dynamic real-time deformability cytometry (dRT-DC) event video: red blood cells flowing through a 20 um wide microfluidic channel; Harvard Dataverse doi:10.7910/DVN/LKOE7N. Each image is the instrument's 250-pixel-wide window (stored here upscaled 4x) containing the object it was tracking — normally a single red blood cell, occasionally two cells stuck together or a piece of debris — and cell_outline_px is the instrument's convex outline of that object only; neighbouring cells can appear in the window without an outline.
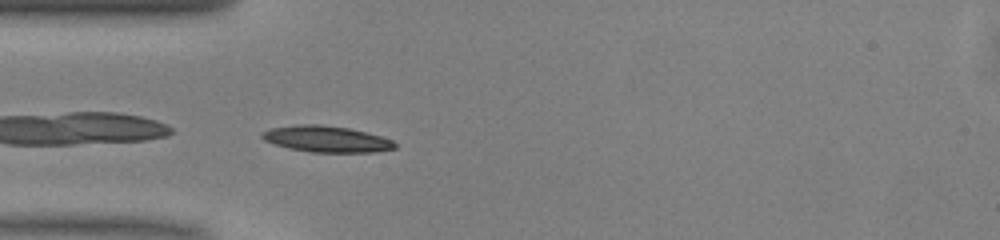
{"species": "common noctule bat (a hibernating species)", "species_latin": "Nyctalus noctula", "temperature_condition": "warm", "stored_images_in_passage": 37, "camera_frame_rate_fps": 3000, "um_per_image_px": 0.085, "animal": {"sex": "male", "body_mass_g": 13.0, "forearm_length_mm": 53.1}, "frame": {"image": 1, "passage_image": 1, "time_ms": 0.0, "image_size_px": [1000, 240], "cell_outline_px": [[396, 148], [372, 152], [312, 152], [288, 148], [264, 140], [260, 136], [260, 132], [272, 128], [296, 124], [320, 124], [348, 128], [380, 136], [392, 140], [396, 144]], "centroid_in_image_um": [27.71, 11.81], "position_along_channel_um": 57.3, "area_um2": 20.17}}
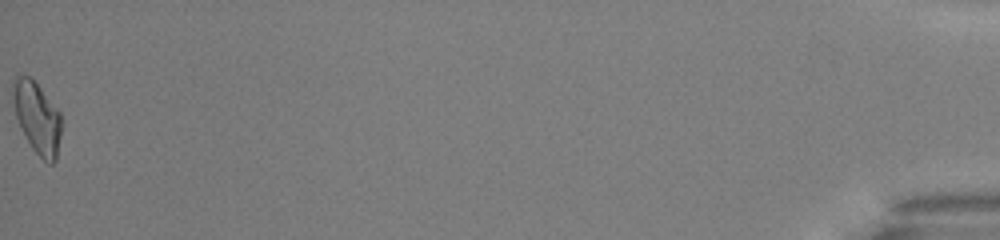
{"frame": {"image": 2, "passage_image": 37, "time_ms": 12.0, "image_size_px": [1000, 240], "cell_outline_px": [[64, 124], [56, 160], [52, 164], [48, 164], [32, 148], [16, 116], [12, 100], [12, 80], [16, 76], [28, 76], [40, 88], [60, 112]], "centroid_in_image_um": [3.2, 10.02], "position_along_channel_um": 432.0, "area_um2": 20.23}, "authors_computed_cell_mechanics": {"area_um2": 19.3052, "velocity_mm_per_s": 4.0798, "shape_relaxation_time_tau1_ms": 4.9703, "shape_relaxation_time_tau2_ms": 1.951, "deformation_change_tau1": 0.1787, "deformation_change_tau2": 0.0846}}